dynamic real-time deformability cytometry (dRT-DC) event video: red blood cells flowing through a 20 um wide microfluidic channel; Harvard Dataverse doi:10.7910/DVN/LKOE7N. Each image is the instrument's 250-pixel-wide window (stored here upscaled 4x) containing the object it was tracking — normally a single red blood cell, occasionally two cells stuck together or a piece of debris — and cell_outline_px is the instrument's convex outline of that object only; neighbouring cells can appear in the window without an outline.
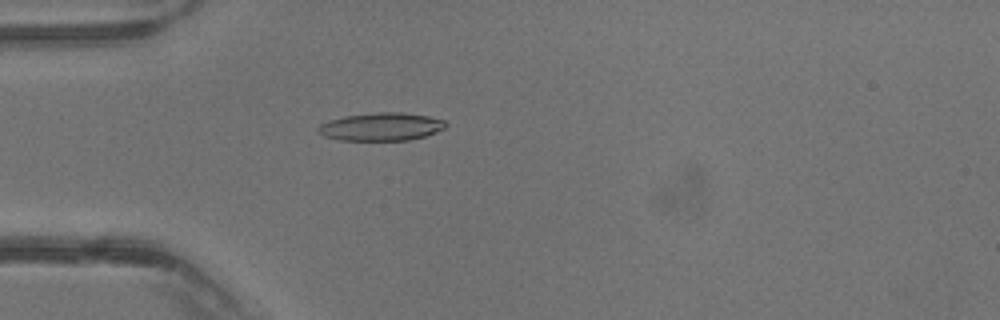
{"species": "common noctule bat (a hibernating species)", "species_latin": "Nyctalus noctula", "temperature_condition": "warm", "stored_images_in_passage": 37, "camera_frame_rate_fps": 3000, "um_per_image_px": 0.085, "animal": {"sex": "male", "body_mass_g": 13.3}, "frame": {"image": 1, "passage_image": 9, "time_ms": 2.667, "image_size_px": [1000, 320], "cell_outline_px": [[448, 124], [444, 128], [436, 132], [424, 136], [408, 140], [340, 140], [324, 136], [316, 132], [316, 128], [320, 124], [328, 120], [344, 116], [376, 112], [400, 112], [428, 116], [444, 120]], "centroid_in_image_um": [32.36, 10.76], "position_along_channel_um": 52.6, "area_um2": 20.87}}
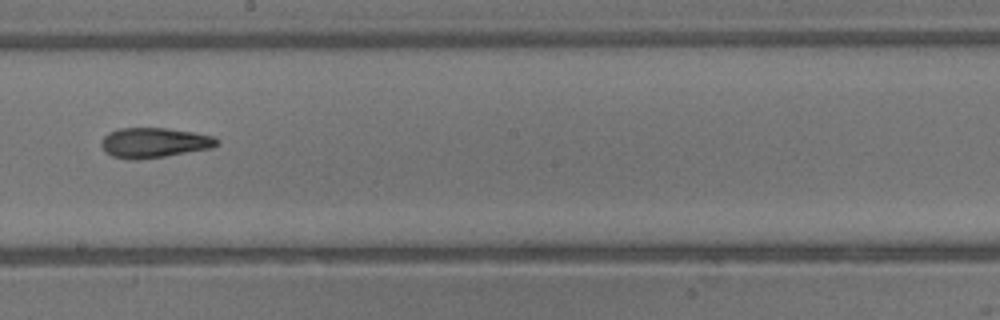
{"frame": {"image": 2, "passage_image": 20, "time_ms": 6.333, "image_size_px": [1000, 320], "cell_outline_px": [[220, 144], [212, 148], [164, 156], [136, 160], [128, 160], [112, 156], [104, 152], [100, 144], [100, 140], [108, 132], [120, 128], [164, 128], [192, 132], [212, 136], [220, 140]], "centroid_in_image_um": [13.06, 12.13], "position_along_channel_um": 235.1, "area_um2": 20.35}}
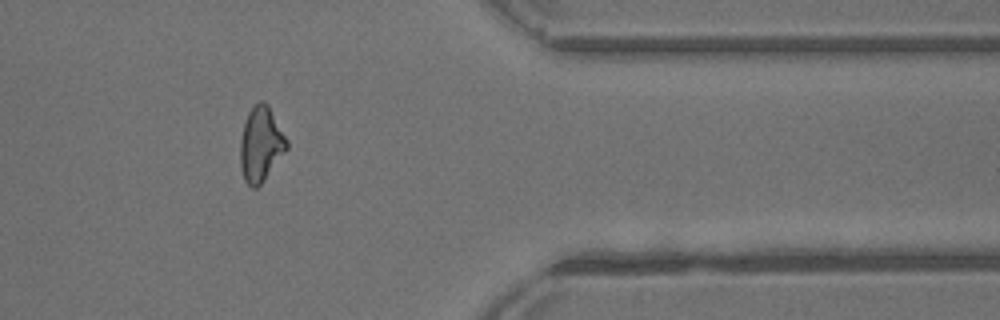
{"frame": {"image": 3, "passage_image": 30, "time_ms": 9.667, "image_size_px": [1000, 320], "cell_outline_px": [[288, 148], [260, 184], [256, 188], [252, 188], [244, 180], [240, 168], [240, 140], [244, 124], [248, 112], [260, 100], [264, 100], [268, 104], [288, 140]], "centroid_in_image_um": [22.16, 12.25], "position_along_channel_um": 389.2, "area_um2": 20.17}}